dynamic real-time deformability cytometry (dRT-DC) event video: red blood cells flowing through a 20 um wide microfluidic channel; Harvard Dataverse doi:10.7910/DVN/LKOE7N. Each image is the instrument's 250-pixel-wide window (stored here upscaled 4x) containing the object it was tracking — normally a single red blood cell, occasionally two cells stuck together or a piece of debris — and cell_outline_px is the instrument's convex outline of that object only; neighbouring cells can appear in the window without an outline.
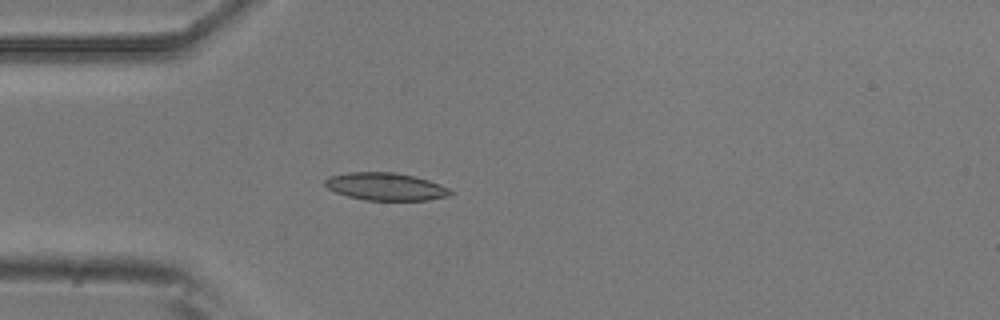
{"species": "common noctule bat (a hibernating species)", "species_latin": "Nyctalus noctula", "temperature_condition": "room temperature", "stored_images_in_passage": 4, "camera_frame_rate_fps": 3000, "um_per_image_px": 0.085, "animal": {"sex": "male", "body_mass_g": 20.5, "forearm_length_mm": 52.5}, "frame": {"image": 1, "passage_image": 4, "time_ms": 4.333, "image_size_px": [1000, 320], "cell_outline_px": [[456, 192], [448, 196], [428, 200], [364, 200], [348, 196], [336, 192], [328, 188], [324, 184], [324, 180], [328, 176], [348, 172], [396, 172], [428, 180], [440, 184]], "centroid_in_image_um": [32.78, 15.85], "position_along_channel_um": 52.2, "area_um2": 20.23}}